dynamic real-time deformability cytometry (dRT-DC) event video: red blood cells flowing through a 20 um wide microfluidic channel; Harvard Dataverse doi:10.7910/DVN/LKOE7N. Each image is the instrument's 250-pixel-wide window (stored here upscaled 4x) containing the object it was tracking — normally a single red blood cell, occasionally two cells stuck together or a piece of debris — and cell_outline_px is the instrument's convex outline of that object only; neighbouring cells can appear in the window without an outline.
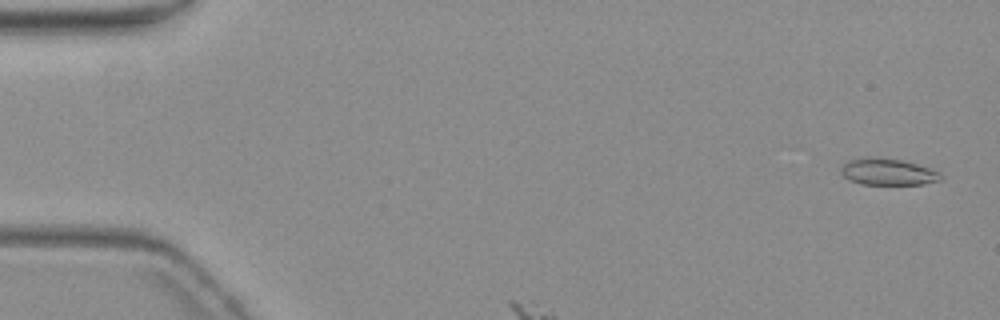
{"species": "common noctule bat (a hibernating species)", "species_latin": "Nyctalus noctula", "temperature_condition": "warm", "stored_images_in_passage": 6, "camera_frame_rate_fps": 3000, "um_per_image_px": 0.085, "animal": {"sex": "female", "body_mass_g": 19.3, "forearm_length_mm": 54.1}, "frame": {"image": 1, "passage_image": 1, "time_ms": 0.0, "image_size_px": [1000, 320], "cell_outline_px": [[944, 180], [924, 184], [860, 184], [848, 180], [840, 172], [840, 164], [848, 160], [868, 156], [904, 160], [940, 172], [944, 176]], "centroid_in_image_um": [75.45, 14.6], "position_along_channel_um": 9.6, "area_um2": 15.84}}
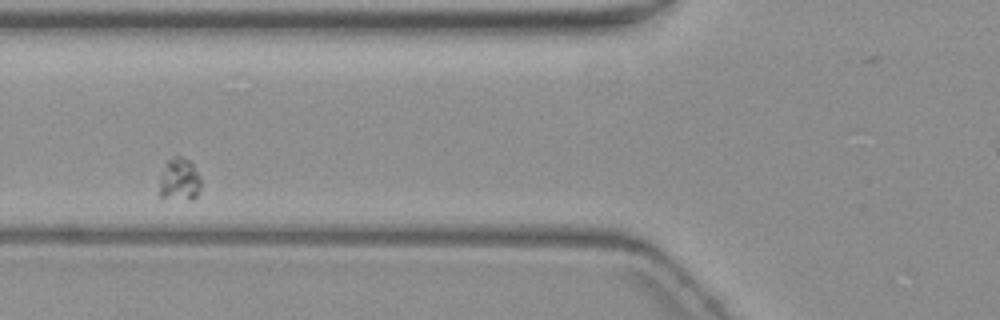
{"frame": {"image": 2, "passage_image": 4, "time_ms": 3.667, "image_size_px": [1000, 320], "cell_outline_px": [[200, 188], [196, 196], [192, 200], [160, 200], [160, 176], [168, 160], [172, 156], [180, 156], [188, 160], [192, 164], [200, 176]], "centroid_in_image_um": [15.23, 15.32], "position_along_channel_um": 110.6, "area_um2": 10.58}}
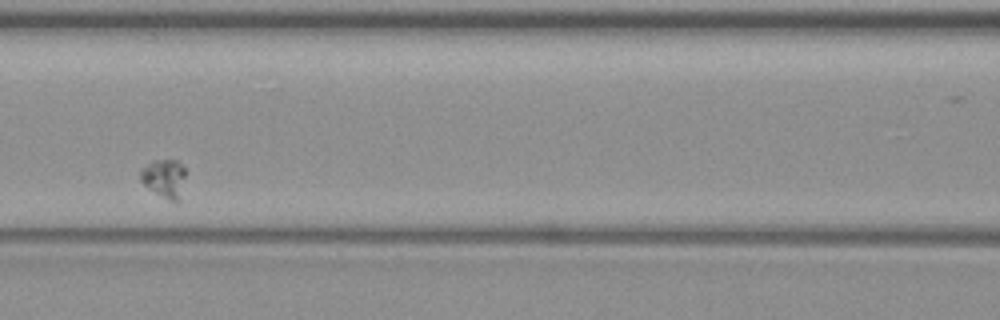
{"frame": {"image": 3, "passage_image": 5, "time_ms": 5.0, "image_size_px": [1000, 320], "cell_outline_px": [[184, 176], [180, 200], [176, 204], [148, 188], [140, 180], [140, 168], [152, 160], [176, 160], [184, 168]], "centroid_in_image_um": [13.94, 15.16], "position_along_channel_um": 152.7, "area_um2": 10.12}}